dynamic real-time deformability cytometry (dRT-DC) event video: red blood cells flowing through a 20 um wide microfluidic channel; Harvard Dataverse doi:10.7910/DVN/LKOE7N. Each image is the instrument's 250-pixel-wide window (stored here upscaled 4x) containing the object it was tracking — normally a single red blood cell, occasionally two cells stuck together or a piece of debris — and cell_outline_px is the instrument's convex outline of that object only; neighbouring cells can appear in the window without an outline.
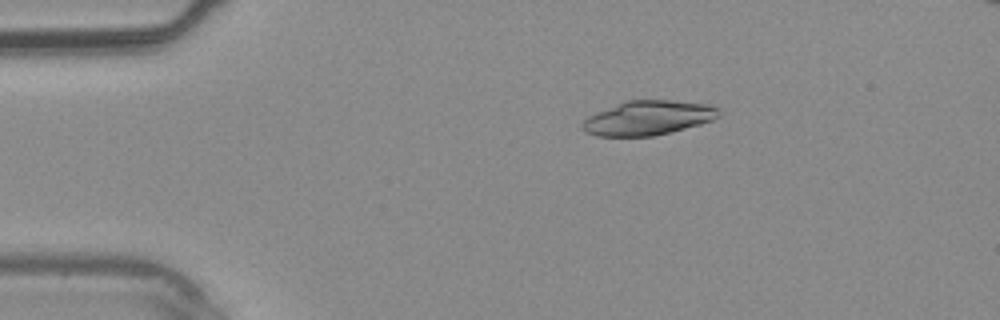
{"species": "common noctule bat (a hibernating species)", "species_latin": "Nyctalus noctula", "temperature_condition": "warm", "stored_images_in_passage": 33, "camera_frame_rate_fps": 3000, "um_per_image_px": 0.085, "animal": {"sex": "male", "body_mass_g": 20.4}, "frame": {"image": 1, "passage_image": 1, "time_ms": 0.0, "image_size_px": [1000, 320], "cell_outline_px": [[720, 116], [712, 120], [700, 124], [672, 132], [652, 136], [596, 136], [584, 132], [580, 124], [588, 116], [596, 112], [624, 100], [672, 100], [708, 104], [720, 108]], "centroid_in_image_um": [55.08, 10.02], "position_along_channel_um": 29.9, "area_um2": 27.63}}
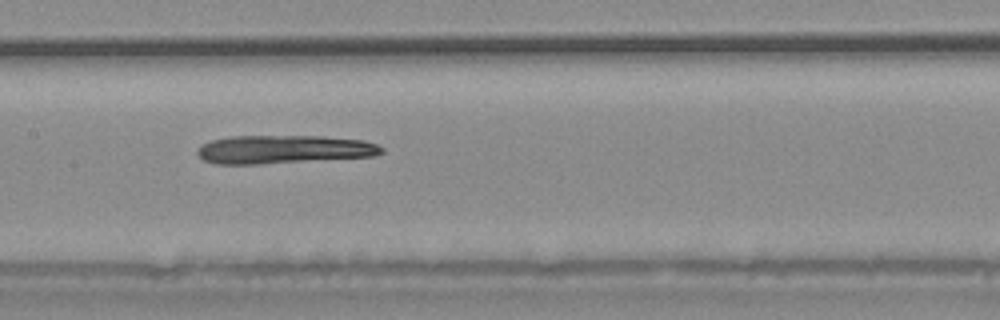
{"frame": {"image": 2, "passage_image": 13, "time_ms": 4.0, "image_size_px": [1000, 320], "cell_outline_px": [[384, 152], [372, 156], [260, 164], [216, 164], [204, 160], [196, 152], [200, 144], [212, 140], [232, 136], [316, 136], [364, 140], [376, 144], [384, 148]], "centroid_in_image_um": [24.08, 12.7], "position_along_channel_um": 183.3, "area_um2": 30.35}}
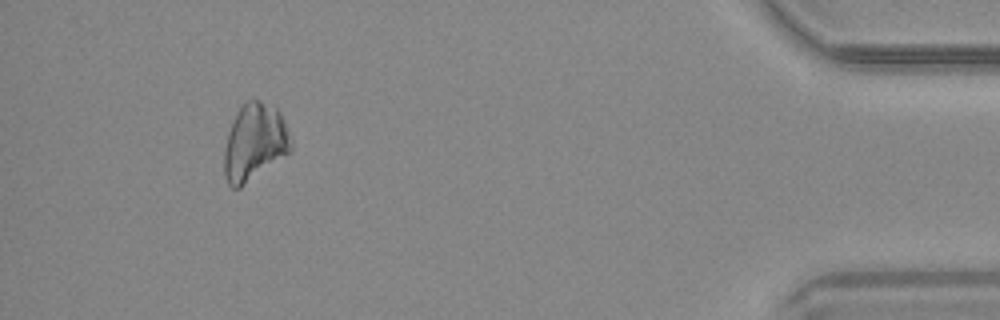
{"frame": {"image": 3, "passage_image": 30, "time_ms": 9.667, "image_size_px": [1000, 320], "cell_outline_px": [[292, 148], [288, 152], [240, 188], [232, 188], [228, 184], [224, 176], [224, 148], [228, 132], [244, 100], [260, 100], [276, 108], [280, 112], [284, 120], [292, 140]], "centroid_in_image_um": [21.63, 12.09], "position_along_channel_um": 413.6, "area_um2": 29.65}}